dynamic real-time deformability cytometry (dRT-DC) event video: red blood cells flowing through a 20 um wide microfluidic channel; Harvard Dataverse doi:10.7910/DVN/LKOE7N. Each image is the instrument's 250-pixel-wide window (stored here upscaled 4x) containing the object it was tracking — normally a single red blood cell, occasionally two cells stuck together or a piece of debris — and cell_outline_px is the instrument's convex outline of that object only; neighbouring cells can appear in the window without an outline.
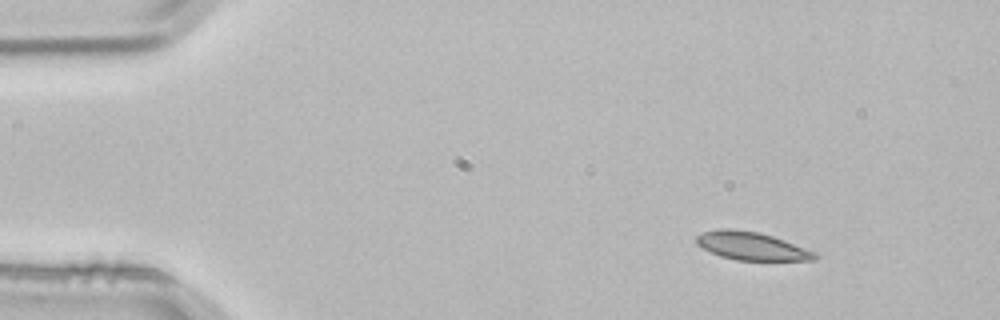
{"species": "common noctule bat (a hibernating species)", "species_latin": "Nyctalus noctula", "temperature_condition": "room temperature", "stored_images_in_passage": 3, "camera_frame_rate_fps": 3000, "um_per_image_px": 0.085, "animal": {"sex": "male", "body_mass_g": 21.5, "forearm_length_mm": 52.0}, "frame": {"image": 1, "passage_image": 1, "time_ms": 0.0, "image_size_px": [1000, 320], "cell_outline_px": [[820, 256], [816, 260], [736, 260], [720, 256], [696, 244], [696, 236], [704, 232], [720, 228], [728, 228], [760, 232], [784, 240], [816, 252]], "centroid_in_image_um": [63.91, 20.91], "position_along_channel_um": 21.1, "area_um2": 19.31}}
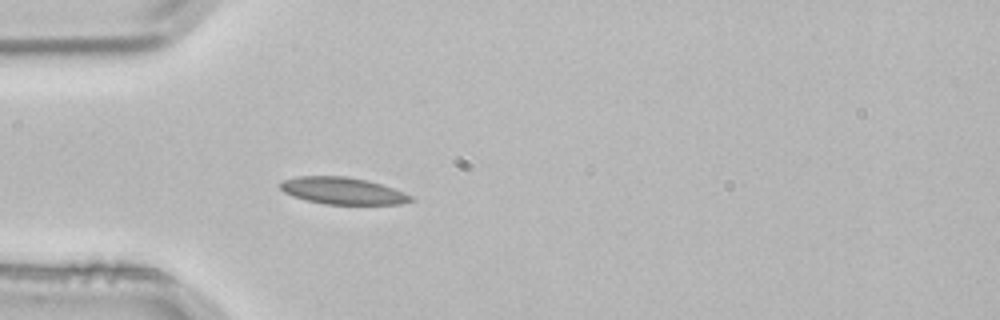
{"frame": {"image": 2, "passage_image": 3, "time_ms": 0.667, "image_size_px": [1000, 320], "cell_outline_px": [[416, 200], [400, 204], [324, 204], [292, 196], [284, 192], [280, 188], [280, 184], [284, 180], [296, 176], [348, 176], [368, 180], [404, 192], [412, 196]], "centroid_in_image_um": [29.14, 16.21], "position_along_channel_um": 55.9, "area_um2": 20.46}}